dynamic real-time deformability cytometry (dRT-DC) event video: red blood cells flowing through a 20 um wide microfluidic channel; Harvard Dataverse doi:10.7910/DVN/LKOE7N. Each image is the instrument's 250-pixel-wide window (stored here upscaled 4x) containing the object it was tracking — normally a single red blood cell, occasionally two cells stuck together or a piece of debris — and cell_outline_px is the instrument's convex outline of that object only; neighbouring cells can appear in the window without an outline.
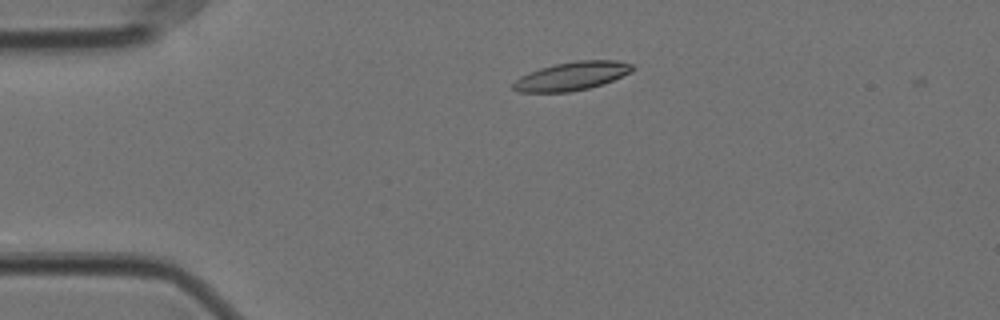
{"species": "Egyptian fruit bat (a non-hibernating species)", "species_latin": "Rousettus aegyptiacus", "temperature_condition": "cold", "stored_images_in_passage": 3, "camera_frame_rate_fps": 3000, "um_per_image_px": 0.085, "animal": {"sex": "female"}, "frame": {"image": 1, "passage_image": 1, "time_ms": 0.0, "image_size_px": [1000, 320], "cell_outline_px": [[636, 68], [632, 72], [604, 84], [588, 88], [568, 92], [520, 92], [512, 88], [512, 84], [520, 76], [528, 72], [540, 68], [556, 64], [576, 60], [616, 60], [632, 64]], "centroid_in_image_um": [48.63, 6.46], "position_along_channel_um": 36.4, "area_um2": 19.88}}